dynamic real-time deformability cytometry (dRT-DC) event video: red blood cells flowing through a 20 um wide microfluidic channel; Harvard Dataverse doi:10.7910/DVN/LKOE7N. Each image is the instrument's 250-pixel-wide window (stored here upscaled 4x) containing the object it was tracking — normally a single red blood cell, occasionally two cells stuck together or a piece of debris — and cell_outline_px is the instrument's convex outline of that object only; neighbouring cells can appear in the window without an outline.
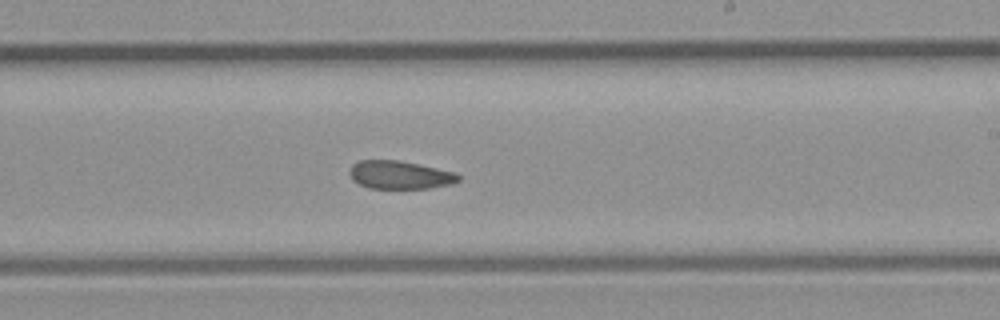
{"species": "common noctule bat (a hibernating species)", "species_latin": "Nyctalus noctula", "temperature_condition": "room temperature", "stored_images_in_passage": 34, "camera_frame_rate_fps": 3000, "um_per_image_px": 0.085, "animal": {"sex": "male", "body_mass_g": 23.1, "forearm_length_mm": 52.7}, "frame": {"image": 1, "passage_image": 20, "time_ms": 6.333, "image_size_px": [1000, 320], "cell_outline_px": [[460, 180], [452, 184], [428, 188], [368, 188], [352, 180], [348, 172], [348, 168], [352, 164], [360, 160], [400, 160], [456, 172], [460, 176]], "centroid_in_image_um": [33.97, 14.86], "position_along_channel_um": 255.0, "area_um2": 18.03}}